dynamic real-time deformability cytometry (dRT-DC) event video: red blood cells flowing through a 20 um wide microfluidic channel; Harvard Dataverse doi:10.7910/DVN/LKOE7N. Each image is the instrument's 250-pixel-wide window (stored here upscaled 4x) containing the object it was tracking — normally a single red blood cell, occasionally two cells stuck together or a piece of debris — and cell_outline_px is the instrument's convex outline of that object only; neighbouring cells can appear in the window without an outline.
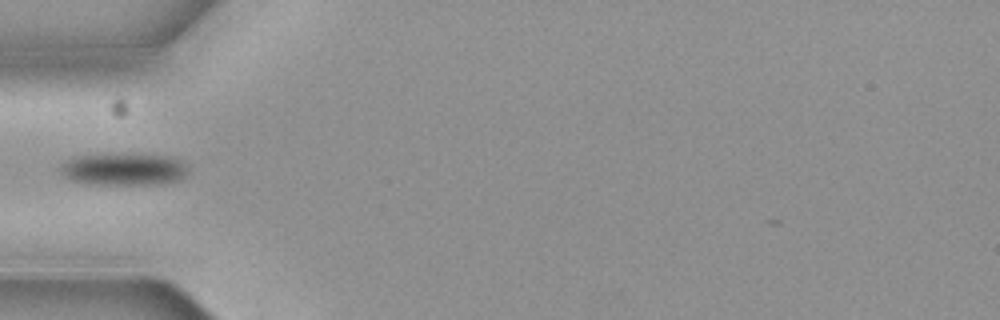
{"species": "common noctule bat (a hibernating species)", "species_latin": "Nyctalus noctula", "temperature_condition": "cold", "stored_images_in_passage": 3, "camera_frame_rate_fps": 3000, "um_per_image_px": 0.085, "animal": {"sex": "female", "body_mass_g": 19.3, "forearm_length_mm": 54.1}, "frame": {"image": 1, "passage_image": 1, "time_ms": 0.0, "image_size_px": [1000, 320], "cell_outline_px": [[188, 172], [184, 176], [176, 180], [156, 184], [92, 184], [72, 180], [64, 176], [60, 172], [60, 164], [72, 156], [164, 156], [180, 160], [184, 164]], "centroid_in_image_um": [10.46, 14.42], "position_along_channel_um": 74.5, "area_um2": 22.95}}
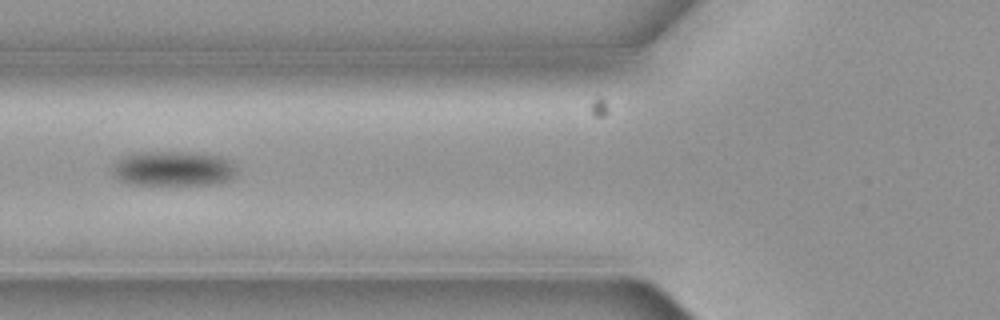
{"frame": {"image": 2, "passage_image": 2, "time_ms": 0.333, "image_size_px": [1000, 320], "cell_outline_px": [[236, 172], [232, 180], [220, 184], [132, 184], [116, 180], [112, 172], [112, 164], [120, 156], [140, 152], [188, 152], [220, 156], [228, 160], [236, 168]], "centroid_in_image_um": [14.69, 14.33], "position_along_channel_um": 111.1, "area_um2": 25.55}}
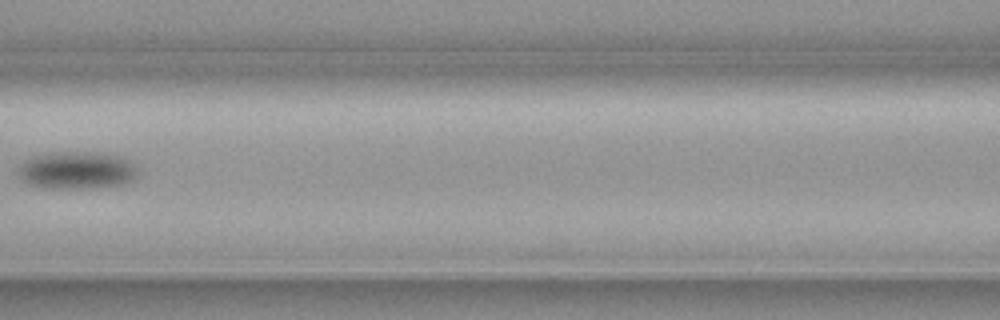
{"frame": {"image": 3, "passage_image": 3, "time_ms": 0.667, "image_size_px": [1000, 320], "cell_outline_px": [[140, 176], [124, 184], [88, 188], [52, 188], [28, 184], [20, 180], [16, 176], [16, 168], [24, 160], [32, 156], [48, 152], [104, 152], [124, 156], [136, 164], [140, 168]], "centroid_in_image_um": [6.56, 14.45], "position_along_channel_um": 160.0, "area_um2": 27.17}}